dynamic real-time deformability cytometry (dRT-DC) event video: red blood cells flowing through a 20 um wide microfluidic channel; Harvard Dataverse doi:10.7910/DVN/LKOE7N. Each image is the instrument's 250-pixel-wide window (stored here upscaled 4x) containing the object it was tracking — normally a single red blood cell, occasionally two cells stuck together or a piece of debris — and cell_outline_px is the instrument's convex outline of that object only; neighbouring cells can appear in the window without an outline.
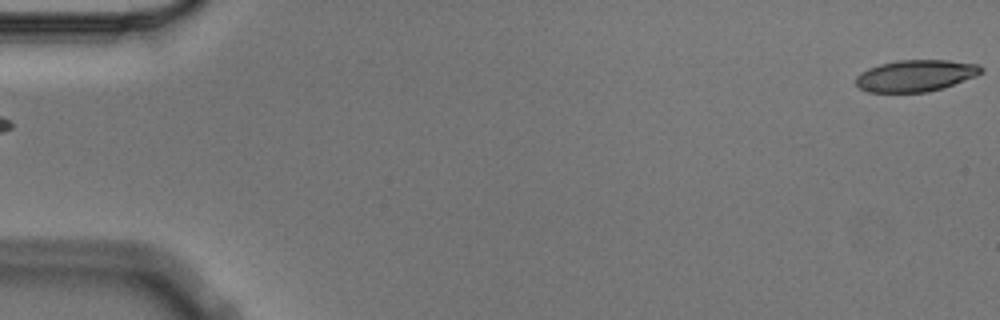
{"species": "Egyptian fruit bat (a non-hibernating species)", "species_latin": "Rousettus aegyptiacus", "temperature_condition": "cold", "stored_images_in_passage": 6, "segment_of_instrument_passage": [2, 2], "camera_frame_rate_fps": 3000, "um_per_image_px": 0.085, "animal": {"sex": "male"}, "frame": {"image": 1, "passage_image": 6, "time_ms": 1.667, "image_size_px": [1000, 320], "cell_outline_px": [[984, 72], [976, 76], [944, 88], [928, 92], [868, 92], [860, 88], [856, 84], [856, 76], [860, 72], [868, 68], [880, 64], [896, 60], [948, 60], [976, 64], [984, 68]], "centroid_in_image_um": [77.84, 6.43], "position_along_channel_um": 7.2, "area_um2": 23.24}}